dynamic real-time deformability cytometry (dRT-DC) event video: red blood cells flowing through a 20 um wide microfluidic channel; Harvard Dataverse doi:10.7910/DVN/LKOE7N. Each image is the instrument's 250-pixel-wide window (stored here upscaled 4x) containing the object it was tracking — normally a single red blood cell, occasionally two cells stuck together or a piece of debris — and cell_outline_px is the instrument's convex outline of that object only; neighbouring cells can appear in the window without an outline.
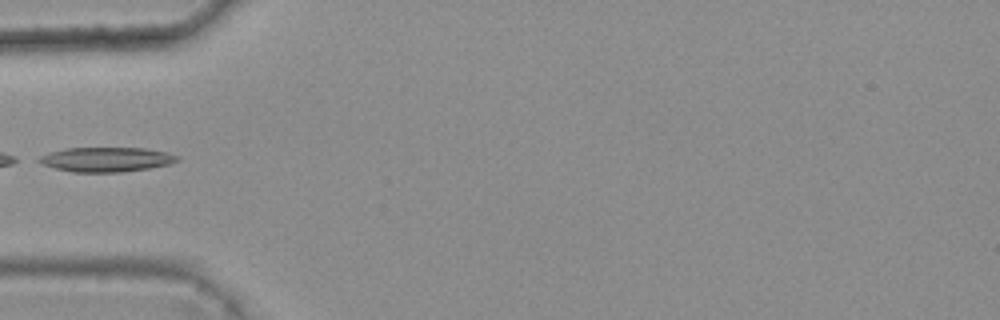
{"species": "common noctule bat (a hibernating species)", "species_latin": "Nyctalus noctula", "temperature_condition": "warm", "stored_images_in_passage": 3, "camera_frame_rate_fps": 3000, "um_per_image_px": 0.085, "animal": {"sex": "female", "body_mass_g": 25.1}, "frame": {"image": 1, "passage_image": 3, "time_ms": 0.667, "image_size_px": [1000, 320], "cell_outline_px": [[180, 160], [168, 164], [148, 168], [120, 172], [72, 172], [56, 168], [44, 164], [36, 160], [40, 156], [64, 148], [144, 148], [168, 152], [180, 156]], "centroid_in_image_um": [9.07, 13.55], "position_along_channel_um": 75.9, "area_um2": 19.65}}